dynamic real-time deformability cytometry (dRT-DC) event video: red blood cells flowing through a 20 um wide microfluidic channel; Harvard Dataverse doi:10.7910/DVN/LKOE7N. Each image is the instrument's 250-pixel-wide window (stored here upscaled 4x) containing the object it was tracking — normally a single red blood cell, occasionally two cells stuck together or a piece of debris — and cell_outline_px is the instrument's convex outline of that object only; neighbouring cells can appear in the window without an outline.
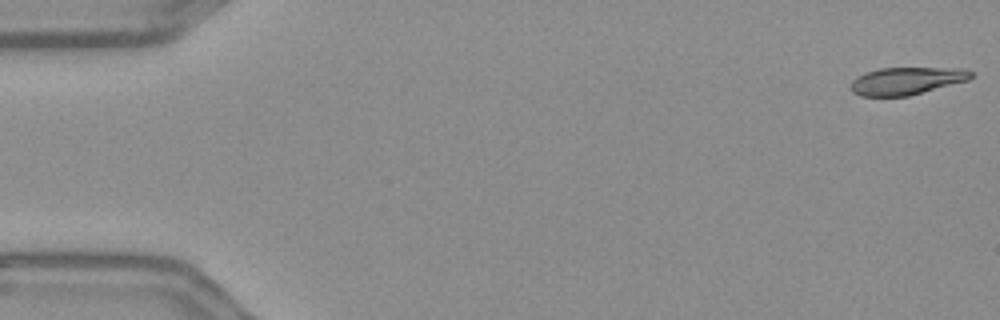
{"species": "Egyptian fruit bat (a non-hibernating species)", "species_latin": "Rousettus aegyptiacus", "temperature_condition": "warm", "stored_images_in_passage": 55, "camera_frame_rate_fps": 3000, "um_per_image_px": 0.085, "frame": {"image": 1, "passage_image": 1, "time_ms": 0.0, "image_size_px": [1000, 320], "cell_outline_px": [[972, 76], [968, 80], [908, 96], [860, 96], [852, 92], [852, 80], [864, 72], [880, 68], [964, 68], [972, 72]], "centroid_in_image_um": [77.04, 6.87], "position_along_channel_um": 8.0, "area_um2": 19.13}}
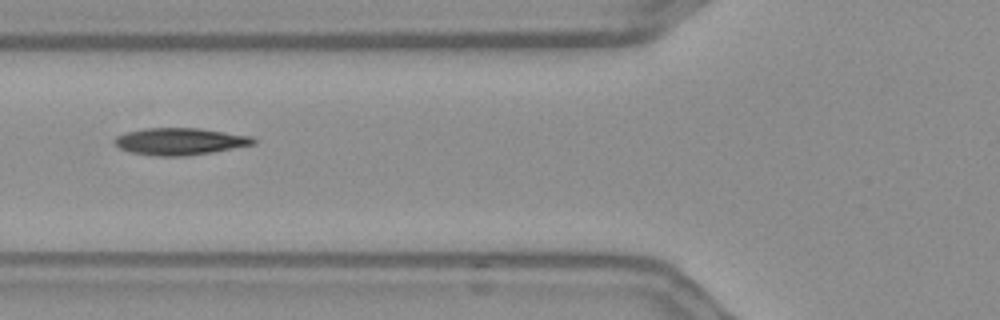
{"frame": {"image": 2, "passage_image": 21, "time_ms": 6.667, "image_size_px": [1000, 320], "cell_outline_px": [[256, 144], [212, 152], [184, 156], [160, 156], [132, 152], [120, 148], [112, 140], [116, 136], [124, 132], [144, 128], [200, 128], [252, 136], [256, 140]], "centroid_in_image_um": [15.3, 12.01], "position_along_channel_um": 110.5, "area_um2": 21.85}}
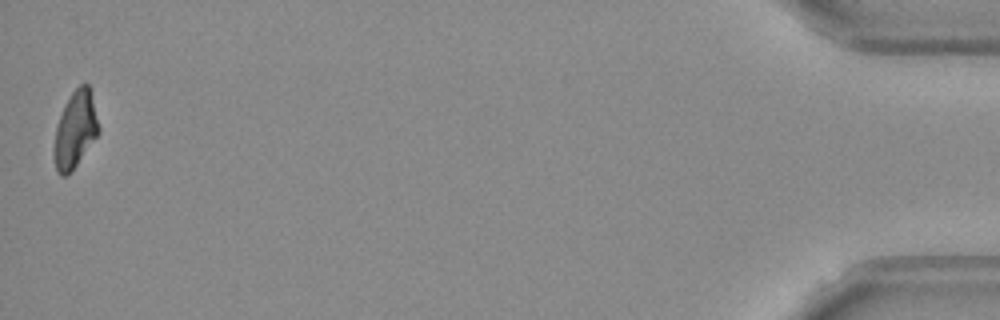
{"frame": {"image": 3, "passage_image": 55, "time_ms": 18.0, "image_size_px": [1000, 320], "cell_outline_px": [[100, 132], [72, 172], [68, 176], [60, 176], [56, 172], [52, 156], [52, 148], [56, 128], [64, 104], [72, 92], [80, 84], [88, 84], [100, 128]], "centroid_in_image_um": [6.36, 11.11], "position_along_channel_um": 428.8, "area_um2": 20.23}, "authors_computed_cell_mechanics": {"area_um2": 21.0392, "velocity_mm_per_s": 3.6526, "shape_relaxation_time_tau1_ms": 8.9369, "shape_relaxation_time_tau2_ms": 4.9227, "deformation_change_tau1": 0.2548, "deformation_change_tau2": 0.099}}